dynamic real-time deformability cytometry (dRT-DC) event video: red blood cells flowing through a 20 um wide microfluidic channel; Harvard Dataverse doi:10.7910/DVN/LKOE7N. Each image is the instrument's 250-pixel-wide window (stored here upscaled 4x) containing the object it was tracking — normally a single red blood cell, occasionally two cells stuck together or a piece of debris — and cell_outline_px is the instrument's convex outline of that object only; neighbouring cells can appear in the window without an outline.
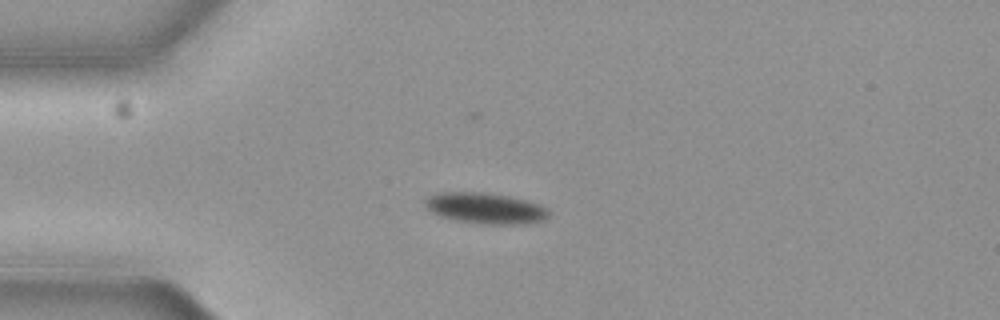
{"species": "common noctule bat (a hibernating species)", "species_latin": "Nyctalus noctula", "temperature_condition": "cold", "stored_images_in_passage": 30, "camera_frame_rate_fps": 3000, "um_per_image_px": 0.085, "animal": {"sex": "female", "body_mass_g": 19.3, "forearm_length_mm": 54.1}, "frame": {"image": 1, "passage_image": 1, "time_ms": 0.0, "image_size_px": [1000, 320], "cell_outline_px": [[548, 216], [544, 220], [528, 224], [480, 224], [456, 220], [440, 216], [424, 208], [424, 200], [428, 196], [436, 192], [480, 192], [508, 196], [524, 200], [548, 208]], "centroid_in_image_um": [41.2, 17.7], "position_along_channel_um": 43.8, "area_um2": 22.37}}
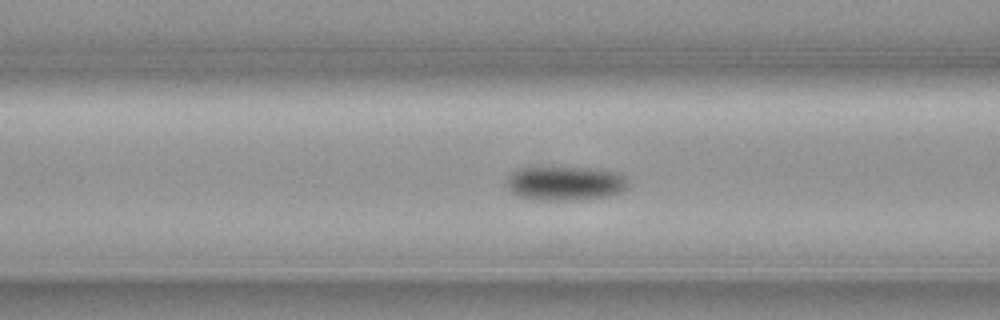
{"frame": {"image": 2, "passage_image": 9, "time_ms": 2.667, "image_size_px": [1000, 320], "cell_outline_px": [[628, 188], [620, 192], [608, 196], [576, 200], [536, 200], [520, 196], [512, 192], [504, 184], [508, 176], [516, 168], [588, 168], [620, 172], [628, 180]], "centroid_in_image_um": [48.04, 15.58], "position_along_channel_um": 118.6, "area_um2": 24.33}}
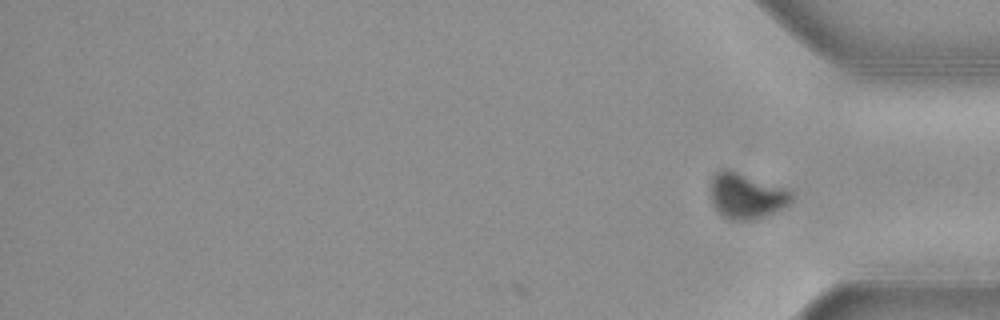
{"frame": {"image": 3, "passage_image": 30, "time_ms": 9.667, "image_size_px": [1000, 320], "cell_outline_px": [[792, 200], [788, 204], [764, 216], [748, 220], [728, 220], [720, 216], [712, 204], [712, 176], [720, 168], [724, 168], [788, 188], [792, 192]], "centroid_in_image_um": [63.42, 16.65], "position_along_channel_um": 371.8, "area_um2": 21.39}, "authors_computed_cell_mechanics": {"area_um2": 23.698, "velocity_mm_per_s": 3.6598, "shape_relaxation_time_tau1_ms": 7.5828, "shape_relaxation_time_tau2_ms": null, "deformation_change_tau1": 0.2306, "deformation_change_tau2": null}}